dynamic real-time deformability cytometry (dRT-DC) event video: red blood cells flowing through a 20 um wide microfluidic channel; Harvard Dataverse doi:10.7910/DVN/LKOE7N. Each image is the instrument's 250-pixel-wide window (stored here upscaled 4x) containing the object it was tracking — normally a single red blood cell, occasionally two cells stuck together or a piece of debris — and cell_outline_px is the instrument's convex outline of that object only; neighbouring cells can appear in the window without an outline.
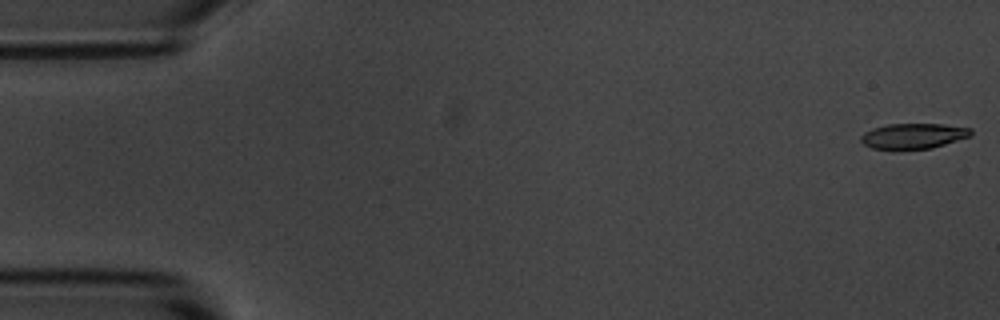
{"species": "common noctule bat (a hibernating species)", "species_latin": "Nyctalus noctula", "temperature_condition": "room temperature", "stored_images_in_passage": 56, "camera_frame_rate_fps": 3000, "um_per_image_px": 0.085, "animal": {"sex": "male", "body_mass_g": 20.1, "forearm_length_mm": 53.5}, "frame": {"image": 1, "passage_image": 1, "time_ms": 0.0, "image_size_px": [1000, 320], "cell_outline_px": [[972, 136], [932, 148], [896, 152], [892, 152], [872, 148], [864, 144], [860, 140], [860, 136], [864, 132], [872, 128], [888, 124], [944, 124], [972, 128]], "centroid_in_image_um": [77.6, 11.6], "position_along_channel_um": 7.4, "area_um2": 17.05}}
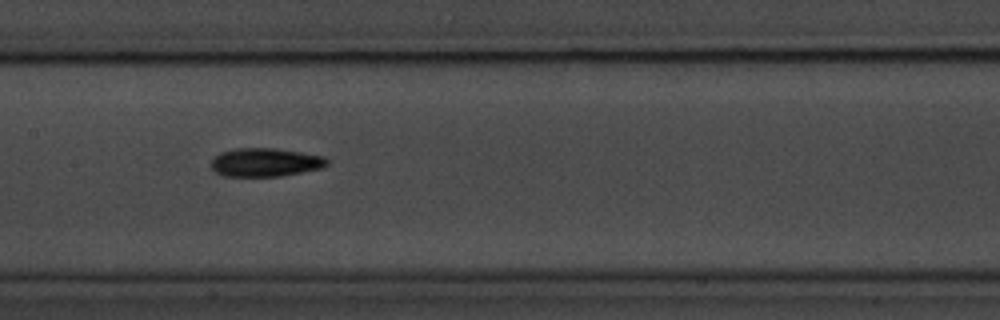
{"frame": {"image": 2, "passage_image": 27, "time_ms": 8.667, "image_size_px": [1000, 320], "cell_outline_px": [[328, 164], [324, 168], [280, 176], [224, 176], [216, 172], [208, 164], [220, 152], [236, 148], [276, 148], [324, 156], [328, 160]], "centroid_in_image_um": [22.55, 13.79], "position_along_channel_um": 184.8, "area_um2": 19.36}}
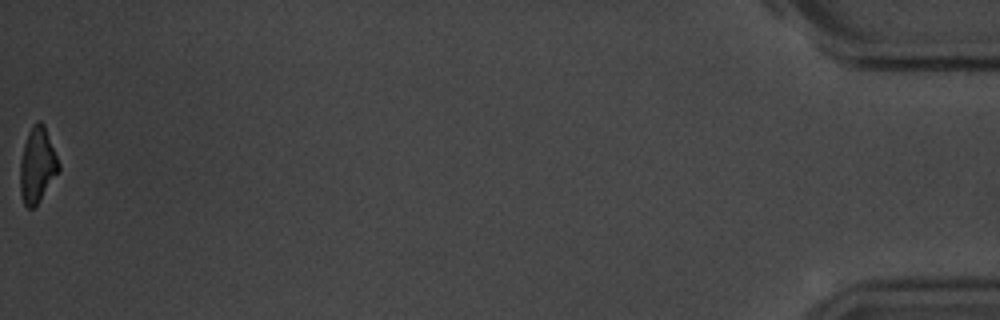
{"frame": {"image": 3, "passage_image": 56, "time_ms": 18.333, "image_size_px": [1000, 320], "cell_outline_px": [[60, 168], [40, 200], [32, 208], [28, 208], [24, 204], [20, 192], [20, 160], [24, 144], [28, 132], [32, 124], [36, 120], [40, 120], [44, 124], [60, 164]], "centroid_in_image_um": [3.16, 13.99], "position_along_channel_um": 432.0, "area_um2": 16.82}, "authors_computed_cell_mechanics": {"area_um2": 18.0336, "velocity_mm_per_s": 3.6006, "shape_relaxation_time_tau1_ms": 2.2894, "shape_relaxation_time_tau2_ms": 5.4539, "deformation_change_tau1": 0.1329, "deformation_change_tau2": 0.1338}}